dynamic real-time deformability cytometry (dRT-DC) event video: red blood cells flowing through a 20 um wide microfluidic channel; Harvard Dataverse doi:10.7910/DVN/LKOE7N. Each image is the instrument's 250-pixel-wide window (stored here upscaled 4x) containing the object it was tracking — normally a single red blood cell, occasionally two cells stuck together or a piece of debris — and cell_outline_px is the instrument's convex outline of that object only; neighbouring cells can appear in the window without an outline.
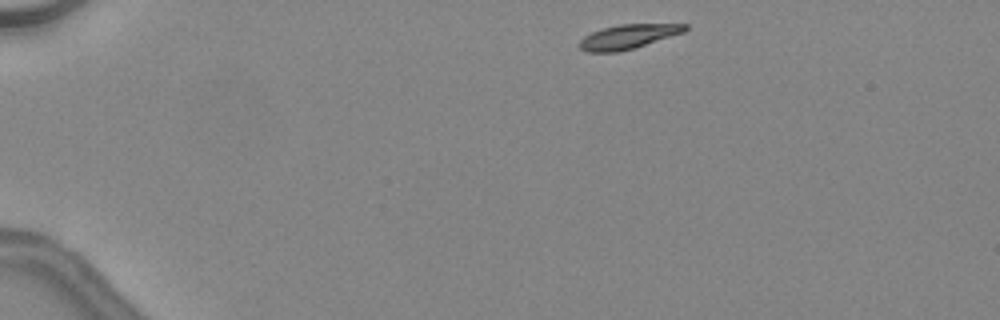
{"species": "common noctule bat (a hibernating species)", "species_latin": "Nyctalus noctula", "temperature_condition": "warm", "stored_images_in_passage": 39, "camera_frame_rate_fps": 3000, "um_per_image_px": 0.085, "animal": {"sex": "female", "body_mass_g": 24.6, "forearm_length_mm": 56.2}, "frame": {"image": 1, "passage_image": 1, "time_ms": 0.0, "image_size_px": [1000, 320], "cell_outline_px": [[688, 28], [684, 32], [632, 48], [616, 52], [588, 52], [580, 48], [576, 44], [584, 36], [592, 32], [604, 28], [620, 24], [688, 24]], "centroid_in_image_um": [53.35, 3.11], "position_along_channel_um": 31.6, "area_um2": 14.74}}
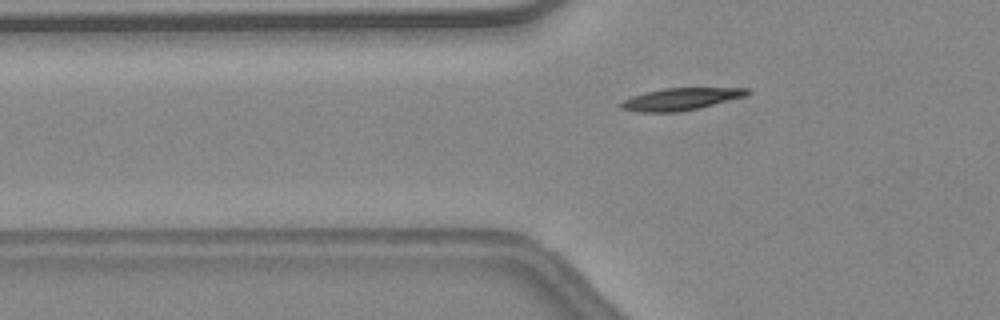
{"frame": {"image": 2, "passage_image": 9, "time_ms": 2.667, "image_size_px": [1000, 320], "cell_outline_px": [[752, 92], [744, 96], [700, 108], [680, 112], [636, 112], [620, 108], [616, 104], [632, 96], [644, 92], [664, 88], [748, 88]], "centroid_in_image_um": [57.81, 8.43], "position_along_channel_um": 68.0, "area_um2": 16.42}, "authors_computed_cell_mechanics": {"area_um2": 15.7794, "velocity_mm_per_s": 4.5098, "shape_relaxation_time_tau1_ms": 3.1985, "shape_relaxation_time_tau2_ms": null, "deformation_change_tau1": 0.1401, "deformation_change_tau2": null}}